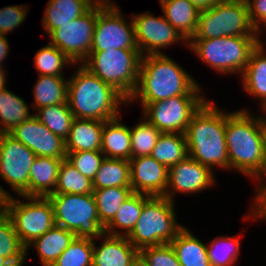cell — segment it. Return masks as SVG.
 Returning a JSON list of instances; mask_svg holds the SVG:
<instances>
[{
    "label": "cell",
    "instance_id": "1",
    "mask_svg": "<svg viewBox=\"0 0 266 266\" xmlns=\"http://www.w3.org/2000/svg\"><path fill=\"white\" fill-rule=\"evenodd\" d=\"M225 137L229 170L235 168L263 180L262 176H266V118L246 110L227 113Z\"/></svg>",
    "mask_w": 266,
    "mask_h": 266
},
{
    "label": "cell",
    "instance_id": "2",
    "mask_svg": "<svg viewBox=\"0 0 266 266\" xmlns=\"http://www.w3.org/2000/svg\"><path fill=\"white\" fill-rule=\"evenodd\" d=\"M145 56L140 61L137 88L128 103L140 98L144 108L178 95H200L198 83L177 62L165 54Z\"/></svg>",
    "mask_w": 266,
    "mask_h": 266
},
{
    "label": "cell",
    "instance_id": "3",
    "mask_svg": "<svg viewBox=\"0 0 266 266\" xmlns=\"http://www.w3.org/2000/svg\"><path fill=\"white\" fill-rule=\"evenodd\" d=\"M206 100L192 115L185 136L188 156L213 170L229 169L225 137L227 113Z\"/></svg>",
    "mask_w": 266,
    "mask_h": 266
},
{
    "label": "cell",
    "instance_id": "4",
    "mask_svg": "<svg viewBox=\"0 0 266 266\" xmlns=\"http://www.w3.org/2000/svg\"><path fill=\"white\" fill-rule=\"evenodd\" d=\"M76 72L68 80V104L74 118L108 121L120 116L119 105L128 101L82 64Z\"/></svg>",
    "mask_w": 266,
    "mask_h": 266
},
{
    "label": "cell",
    "instance_id": "5",
    "mask_svg": "<svg viewBox=\"0 0 266 266\" xmlns=\"http://www.w3.org/2000/svg\"><path fill=\"white\" fill-rule=\"evenodd\" d=\"M173 204L174 202L165 196L144 194L140 217L135 228L127 236L136 249L168 244L184 228L176 221Z\"/></svg>",
    "mask_w": 266,
    "mask_h": 266
},
{
    "label": "cell",
    "instance_id": "6",
    "mask_svg": "<svg viewBox=\"0 0 266 266\" xmlns=\"http://www.w3.org/2000/svg\"><path fill=\"white\" fill-rule=\"evenodd\" d=\"M141 58L138 49L113 48L90 52L82 65L129 101L137 88Z\"/></svg>",
    "mask_w": 266,
    "mask_h": 266
},
{
    "label": "cell",
    "instance_id": "7",
    "mask_svg": "<svg viewBox=\"0 0 266 266\" xmlns=\"http://www.w3.org/2000/svg\"><path fill=\"white\" fill-rule=\"evenodd\" d=\"M186 45L216 71L226 74L240 72L242 75L258 42L257 36H224L190 39Z\"/></svg>",
    "mask_w": 266,
    "mask_h": 266
},
{
    "label": "cell",
    "instance_id": "8",
    "mask_svg": "<svg viewBox=\"0 0 266 266\" xmlns=\"http://www.w3.org/2000/svg\"><path fill=\"white\" fill-rule=\"evenodd\" d=\"M54 210L55 225L75 233L76 237L101 238L104 226L99 220L92 194H56L47 196Z\"/></svg>",
    "mask_w": 266,
    "mask_h": 266
},
{
    "label": "cell",
    "instance_id": "9",
    "mask_svg": "<svg viewBox=\"0 0 266 266\" xmlns=\"http://www.w3.org/2000/svg\"><path fill=\"white\" fill-rule=\"evenodd\" d=\"M224 36H257L249 19L246 0H226L200 11L196 34L191 39Z\"/></svg>",
    "mask_w": 266,
    "mask_h": 266
},
{
    "label": "cell",
    "instance_id": "10",
    "mask_svg": "<svg viewBox=\"0 0 266 266\" xmlns=\"http://www.w3.org/2000/svg\"><path fill=\"white\" fill-rule=\"evenodd\" d=\"M24 198L28 202L11 196L5 213L12 220L21 243L27 248L36 238L55 226V219L53 206L48 197Z\"/></svg>",
    "mask_w": 266,
    "mask_h": 266
},
{
    "label": "cell",
    "instance_id": "11",
    "mask_svg": "<svg viewBox=\"0 0 266 266\" xmlns=\"http://www.w3.org/2000/svg\"><path fill=\"white\" fill-rule=\"evenodd\" d=\"M205 101L203 95H178L147 104L142 115L162 133L185 134L192 115Z\"/></svg>",
    "mask_w": 266,
    "mask_h": 266
},
{
    "label": "cell",
    "instance_id": "12",
    "mask_svg": "<svg viewBox=\"0 0 266 266\" xmlns=\"http://www.w3.org/2000/svg\"><path fill=\"white\" fill-rule=\"evenodd\" d=\"M36 154L9 133H0V177L20 197L29 196L30 168Z\"/></svg>",
    "mask_w": 266,
    "mask_h": 266
},
{
    "label": "cell",
    "instance_id": "13",
    "mask_svg": "<svg viewBox=\"0 0 266 266\" xmlns=\"http://www.w3.org/2000/svg\"><path fill=\"white\" fill-rule=\"evenodd\" d=\"M98 9H89L49 34V43L63 52L74 64L90 54Z\"/></svg>",
    "mask_w": 266,
    "mask_h": 266
},
{
    "label": "cell",
    "instance_id": "14",
    "mask_svg": "<svg viewBox=\"0 0 266 266\" xmlns=\"http://www.w3.org/2000/svg\"><path fill=\"white\" fill-rule=\"evenodd\" d=\"M117 10H98L90 52L138 49L133 19L128 24Z\"/></svg>",
    "mask_w": 266,
    "mask_h": 266
},
{
    "label": "cell",
    "instance_id": "15",
    "mask_svg": "<svg viewBox=\"0 0 266 266\" xmlns=\"http://www.w3.org/2000/svg\"><path fill=\"white\" fill-rule=\"evenodd\" d=\"M135 28V40L142 56L164 54L160 48L171 46L180 40L188 42L165 19L164 15L155 17L146 13L132 16Z\"/></svg>",
    "mask_w": 266,
    "mask_h": 266
},
{
    "label": "cell",
    "instance_id": "16",
    "mask_svg": "<svg viewBox=\"0 0 266 266\" xmlns=\"http://www.w3.org/2000/svg\"><path fill=\"white\" fill-rule=\"evenodd\" d=\"M9 134L33 151L36 156L66 159L65 140L53 134L34 115L16 125Z\"/></svg>",
    "mask_w": 266,
    "mask_h": 266
},
{
    "label": "cell",
    "instance_id": "17",
    "mask_svg": "<svg viewBox=\"0 0 266 266\" xmlns=\"http://www.w3.org/2000/svg\"><path fill=\"white\" fill-rule=\"evenodd\" d=\"M214 177L213 170L187 156L184 160L168 168V184L164 196L174 202L172 195H175L176 192L198 193L211 187L212 184L214 185L216 181ZM169 189H172L173 192Z\"/></svg>",
    "mask_w": 266,
    "mask_h": 266
},
{
    "label": "cell",
    "instance_id": "18",
    "mask_svg": "<svg viewBox=\"0 0 266 266\" xmlns=\"http://www.w3.org/2000/svg\"><path fill=\"white\" fill-rule=\"evenodd\" d=\"M130 182L135 193L164 196L168 184V168L150 155L131 158Z\"/></svg>",
    "mask_w": 266,
    "mask_h": 266
},
{
    "label": "cell",
    "instance_id": "19",
    "mask_svg": "<svg viewBox=\"0 0 266 266\" xmlns=\"http://www.w3.org/2000/svg\"><path fill=\"white\" fill-rule=\"evenodd\" d=\"M100 247L94 242L92 266H136L139 250L128 240L127 236L103 234Z\"/></svg>",
    "mask_w": 266,
    "mask_h": 266
},
{
    "label": "cell",
    "instance_id": "20",
    "mask_svg": "<svg viewBox=\"0 0 266 266\" xmlns=\"http://www.w3.org/2000/svg\"><path fill=\"white\" fill-rule=\"evenodd\" d=\"M105 121L74 118L65 140L66 152L101 151Z\"/></svg>",
    "mask_w": 266,
    "mask_h": 266
},
{
    "label": "cell",
    "instance_id": "21",
    "mask_svg": "<svg viewBox=\"0 0 266 266\" xmlns=\"http://www.w3.org/2000/svg\"><path fill=\"white\" fill-rule=\"evenodd\" d=\"M165 19L189 41L198 26L200 11L188 0H159Z\"/></svg>",
    "mask_w": 266,
    "mask_h": 266
},
{
    "label": "cell",
    "instance_id": "22",
    "mask_svg": "<svg viewBox=\"0 0 266 266\" xmlns=\"http://www.w3.org/2000/svg\"><path fill=\"white\" fill-rule=\"evenodd\" d=\"M62 160L44 156L35 158L29 174V197H47L55 192Z\"/></svg>",
    "mask_w": 266,
    "mask_h": 266
},
{
    "label": "cell",
    "instance_id": "23",
    "mask_svg": "<svg viewBox=\"0 0 266 266\" xmlns=\"http://www.w3.org/2000/svg\"><path fill=\"white\" fill-rule=\"evenodd\" d=\"M121 122L118 116L104 123L101 152L105 158L131 159L130 127Z\"/></svg>",
    "mask_w": 266,
    "mask_h": 266
},
{
    "label": "cell",
    "instance_id": "24",
    "mask_svg": "<svg viewBox=\"0 0 266 266\" xmlns=\"http://www.w3.org/2000/svg\"><path fill=\"white\" fill-rule=\"evenodd\" d=\"M261 39L252 50L249 62L242 73L243 87L253 97L261 98V106L266 110V54Z\"/></svg>",
    "mask_w": 266,
    "mask_h": 266
},
{
    "label": "cell",
    "instance_id": "25",
    "mask_svg": "<svg viewBox=\"0 0 266 266\" xmlns=\"http://www.w3.org/2000/svg\"><path fill=\"white\" fill-rule=\"evenodd\" d=\"M75 237L74 232L55 225L30 243L26 250L33 245L37 249L42 265L51 266Z\"/></svg>",
    "mask_w": 266,
    "mask_h": 266
},
{
    "label": "cell",
    "instance_id": "26",
    "mask_svg": "<svg viewBox=\"0 0 266 266\" xmlns=\"http://www.w3.org/2000/svg\"><path fill=\"white\" fill-rule=\"evenodd\" d=\"M181 266H211L207 246L187 228H183L170 242Z\"/></svg>",
    "mask_w": 266,
    "mask_h": 266
},
{
    "label": "cell",
    "instance_id": "27",
    "mask_svg": "<svg viewBox=\"0 0 266 266\" xmlns=\"http://www.w3.org/2000/svg\"><path fill=\"white\" fill-rule=\"evenodd\" d=\"M90 8L84 0H49L43 17V27L47 34L71 20L85 14Z\"/></svg>",
    "mask_w": 266,
    "mask_h": 266
},
{
    "label": "cell",
    "instance_id": "28",
    "mask_svg": "<svg viewBox=\"0 0 266 266\" xmlns=\"http://www.w3.org/2000/svg\"><path fill=\"white\" fill-rule=\"evenodd\" d=\"M144 205V194L132 192L121 204L113 220L104 228V233L111 236H128L135 228ZM123 228V232L117 229Z\"/></svg>",
    "mask_w": 266,
    "mask_h": 266
},
{
    "label": "cell",
    "instance_id": "29",
    "mask_svg": "<svg viewBox=\"0 0 266 266\" xmlns=\"http://www.w3.org/2000/svg\"><path fill=\"white\" fill-rule=\"evenodd\" d=\"M34 86L35 110L55 104L68 103V79L61 76L38 75Z\"/></svg>",
    "mask_w": 266,
    "mask_h": 266
},
{
    "label": "cell",
    "instance_id": "30",
    "mask_svg": "<svg viewBox=\"0 0 266 266\" xmlns=\"http://www.w3.org/2000/svg\"><path fill=\"white\" fill-rule=\"evenodd\" d=\"M150 156L167 168L184 160L188 156L185 134L162 133Z\"/></svg>",
    "mask_w": 266,
    "mask_h": 266
},
{
    "label": "cell",
    "instance_id": "31",
    "mask_svg": "<svg viewBox=\"0 0 266 266\" xmlns=\"http://www.w3.org/2000/svg\"><path fill=\"white\" fill-rule=\"evenodd\" d=\"M93 181V189L131 187L129 160L104 158Z\"/></svg>",
    "mask_w": 266,
    "mask_h": 266
},
{
    "label": "cell",
    "instance_id": "32",
    "mask_svg": "<svg viewBox=\"0 0 266 266\" xmlns=\"http://www.w3.org/2000/svg\"><path fill=\"white\" fill-rule=\"evenodd\" d=\"M33 114L25 101L4 88L0 91V133H9L16 125L23 123Z\"/></svg>",
    "mask_w": 266,
    "mask_h": 266
},
{
    "label": "cell",
    "instance_id": "33",
    "mask_svg": "<svg viewBox=\"0 0 266 266\" xmlns=\"http://www.w3.org/2000/svg\"><path fill=\"white\" fill-rule=\"evenodd\" d=\"M36 111L37 114L33 115L53 134H56L63 140L67 139L74 119L68 103L46 106Z\"/></svg>",
    "mask_w": 266,
    "mask_h": 266
},
{
    "label": "cell",
    "instance_id": "34",
    "mask_svg": "<svg viewBox=\"0 0 266 266\" xmlns=\"http://www.w3.org/2000/svg\"><path fill=\"white\" fill-rule=\"evenodd\" d=\"M27 250L16 233L12 220L0 214V256L5 257L13 265H23Z\"/></svg>",
    "mask_w": 266,
    "mask_h": 266
},
{
    "label": "cell",
    "instance_id": "35",
    "mask_svg": "<svg viewBox=\"0 0 266 266\" xmlns=\"http://www.w3.org/2000/svg\"><path fill=\"white\" fill-rule=\"evenodd\" d=\"M132 192L131 187H111L93 191L99 220L104 227L113 220L121 204Z\"/></svg>",
    "mask_w": 266,
    "mask_h": 266
},
{
    "label": "cell",
    "instance_id": "36",
    "mask_svg": "<svg viewBox=\"0 0 266 266\" xmlns=\"http://www.w3.org/2000/svg\"><path fill=\"white\" fill-rule=\"evenodd\" d=\"M93 191V181L83 176L67 159L62 160L54 193L92 194Z\"/></svg>",
    "mask_w": 266,
    "mask_h": 266
},
{
    "label": "cell",
    "instance_id": "37",
    "mask_svg": "<svg viewBox=\"0 0 266 266\" xmlns=\"http://www.w3.org/2000/svg\"><path fill=\"white\" fill-rule=\"evenodd\" d=\"M161 134L162 132L145 118L130 128L131 158L151 155Z\"/></svg>",
    "mask_w": 266,
    "mask_h": 266
},
{
    "label": "cell",
    "instance_id": "38",
    "mask_svg": "<svg viewBox=\"0 0 266 266\" xmlns=\"http://www.w3.org/2000/svg\"><path fill=\"white\" fill-rule=\"evenodd\" d=\"M94 241L75 237L51 266H92Z\"/></svg>",
    "mask_w": 266,
    "mask_h": 266
},
{
    "label": "cell",
    "instance_id": "39",
    "mask_svg": "<svg viewBox=\"0 0 266 266\" xmlns=\"http://www.w3.org/2000/svg\"><path fill=\"white\" fill-rule=\"evenodd\" d=\"M35 68L38 75L61 76L64 65L74 64L63 52L54 45L47 44L42 47L34 56ZM72 63V64H71Z\"/></svg>",
    "mask_w": 266,
    "mask_h": 266
},
{
    "label": "cell",
    "instance_id": "40",
    "mask_svg": "<svg viewBox=\"0 0 266 266\" xmlns=\"http://www.w3.org/2000/svg\"><path fill=\"white\" fill-rule=\"evenodd\" d=\"M239 249V239L228 236L215 237L207 246L211 266H232L237 261Z\"/></svg>",
    "mask_w": 266,
    "mask_h": 266
},
{
    "label": "cell",
    "instance_id": "41",
    "mask_svg": "<svg viewBox=\"0 0 266 266\" xmlns=\"http://www.w3.org/2000/svg\"><path fill=\"white\" fill-rule=\"evenodd\" d=\"M139 261L144 266H181L170 243L140 249Z\"/></svg>",
    "mask_w": 266,
    "mask_h": 266
},
{
    "label": "cell",
    "instance_id": "42",
    "mask_svg": "<svg viewBox=\"0 0 266 266\" xmlns=\"http://www.w3.org/2000/svg\"><path fill=\"white\" fill-rule=\"evenodd\" d=\"M103 155V156H102ZM105 156L101 151L67 152L66 159L83 175L93 180Z\"/></svg>",
    "mask_w": 266,
    "mask_h": 266
},
{
    "label": "cell",
    "instance_id": "43",
    "mask_svg": "<svg viewBox=\"0 0 266 266\" xmlns=\"http://www.w3.org/2000/svg\"><path fill=\"white\" fill-rule=\"evenodd\" d=\"M24 5L7 6L0 9V34L4 35L23 24L28 9Z\"/></svg>",
    "mask_w": 266,
    "mask_h": 266
},
{
    "label": "cell",
    "instance_id": "44",
    "mask_svg": "<svg viewBox=\"0 0 266 266\" xmlns=\"http://www.w3.org/2000/svg\"><path fill=\"white\" fill-rule=\"evenodd\" d=\"M248 5L249 19L252 26L256 29L257 40L261 29L259 24L266 21V0H246Z\"/></svg>",
    "mask_w": 266,
    "mask_h": 266
},
{
    "label": "cell",
    "instance_id": "45",
    "mask_svg": "<svg viewBox=\"0 0 266 266\" xmlns=\"http://www.w3.org/2000/svg\"><path fill=\"white\" fill-rule=\"evenodd\" d=\"M264 184V185H263ZM261 186L259 185V189H257L255 196V201L253 204V212L251 216L257 219H264L266 220V183L264 182Z\"/></svg>",
    "mask_w": 266,
    "mask_h": 266
},
{
    "label": "cell",
    "instance_id": "46",
    "mask_svg": "<svg viewBox=\"0 0 266 266\" xmlns=\"http://www.w3.org/2000/svg\"><path fill=\"white\" fill-rule=\"evenodd\" d=\"M90 9L98 10H117L119 9L115 4L108 0H84Z\"/></svg>",
    "mask_w": 266,
    "mask_h": 266
},
{
    "label": "cell",
    "instance_id": "47",
    "mask_svg": "<svg viewBox=\"0 0 266 266\" xmlns=\"http://www.w3.org/2000/svg\"><path fill=\"white\" fill-rule=\"evenodd\" d=\"M199 11L208 10L219 3H223L226 0H188Z\"/></svg>",
    "mask_w": 266,
    "mask_h": 266
},
{
    "label": "cell",
    "instance_id": "48",
    "mask_svg": "<svg viewBox=\"0 0 266 266\" xmlns=\"http://www.w3.org/2000/svg\"><path fill=\"white\" fill-rule=\"evenodd\" d=\"M9 49V43L6 36L0 34V67H2L1 63L7 57Z\"/></svg>",
    "mask_w": 266,
    "mask_h": 266
},
{
    "label": "cell",
    "instance_id": "49",
    "mask_svg": "<svg viewBox=\"0 0 266 266\" xmlns=\"http://www.w3.org/2000/svg\"><path fill=\"white\" fill-rule=\"evenodd\" d=\"M11 196V193H7V191L0 186V214H4L6 212L7 203Z\"/></svg>",
    "mask_w": 266,
    "mask_h": 266
},
{
    "label": "cell",
    "instance_id": "50",
    "mask_svg": "<svg viewBox=\"0 0 266 266\" xmlns=\"http://www.w3.org/2000/svg\"><path fill=\"white\" fill-rule=\"evenodd\" d=\"M3 67H0V91L2 90V89H4V88H6L5 87V81H6V79H5V70L4 69H2Z\"/></svg>",
    "mask_w": 266,
    "mask_h": 266
},
{
    "label": "cell",
    "instance_id": "51",
    "mask_svg": "<svg viewBox=\"0 0 266 266\" xmlns=\"http://www.w3.org/2000/svg\"><path fill=\"white\" fill-rule=\"evenodd\" d=\"M0 266H22V265H13L5 257L0 256Z\"/></svg>",
    "mask_w": 266,
    "mask_h": 266
},
{
    "label": "cell",
    "instance_id": "52",
    "mask_svg": "<svg viewBox=\"0 0 266 266\" xmlns=\"http://www.w3.org/2000/svg\"><path fill=\"white\" fill-rule=\"evenodd\" d=\"M138 266H144L140 261H138Z\"/></svg>",
    "mask_w": 266,
    "mask_h": 266
}]
</instances>
